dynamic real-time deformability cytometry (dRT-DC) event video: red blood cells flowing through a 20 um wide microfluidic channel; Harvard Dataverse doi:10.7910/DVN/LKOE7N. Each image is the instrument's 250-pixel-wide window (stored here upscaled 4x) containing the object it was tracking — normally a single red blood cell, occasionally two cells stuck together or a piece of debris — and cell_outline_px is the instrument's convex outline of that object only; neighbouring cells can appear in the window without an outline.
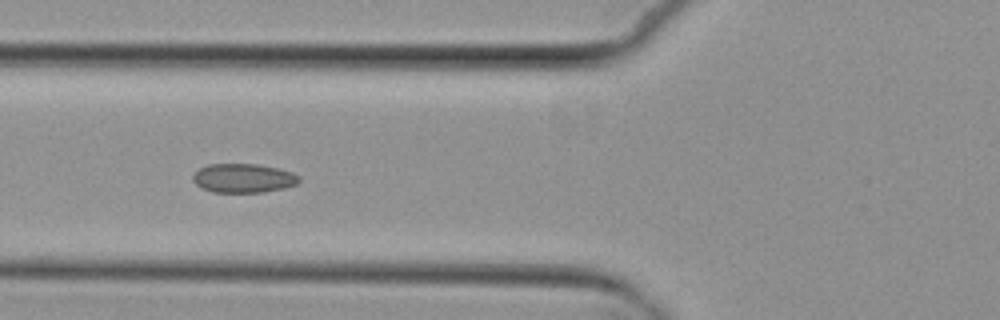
{"species": "common noctule bat (a hibernating species)", "species_latin": "Nyctalus noctula", "temperature_condition": "cold", "stored_images_in_passage": 10, "camera_frame_rate_fps": 3000, "um_per_image_px": 0.085, "animal": {"sex": "female", "body_mass_g": 29.2, "forearm_length_mm": 56.3}, "frame": {"image": 1, "passage_image": 5, "time_ms": 4.667, "image_size_px": [1000, 320], "cell_outline_px": [[300, 180], [296, 184], [284, 188], [264, 192], [212, 192], [200, 188], [192, 180], [192, 176], [200, 168], [208, 164], [256, 164], [280, 168], [292, 172], [300, 176]], "centroid_in_image_um": [20.69, 15.14], "position_along_channel_um": 105.1, "area_um2": 18.09}}
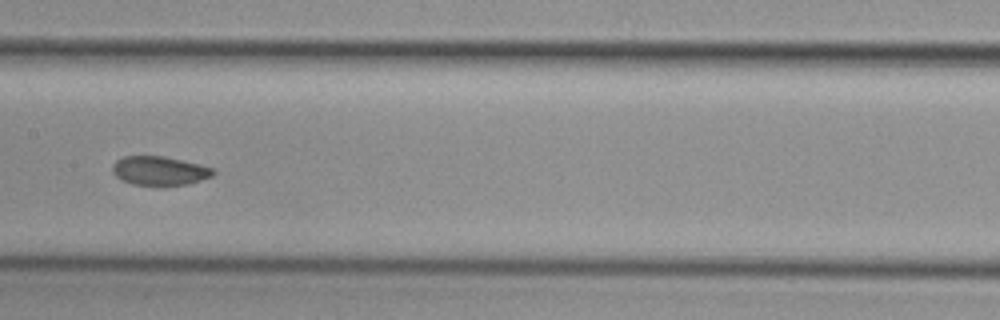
{"frame": {"image": 2, "passage_image": 7, "time_ms": 7.0, "image_size_px": [1000, 320], "cell_outline_px": [[216, 172], [212, 176], [188, 184], [156, 188], [132, 184], [116, 176], [112, 172], [112, 164], [116, 160], [124, 156], [164, 156], [200, 164], [216, 168]], "centroid_in_image_um": [13.58, 14.54], "position_along_channel_um": 193.8, "area_um2": 17.63}}
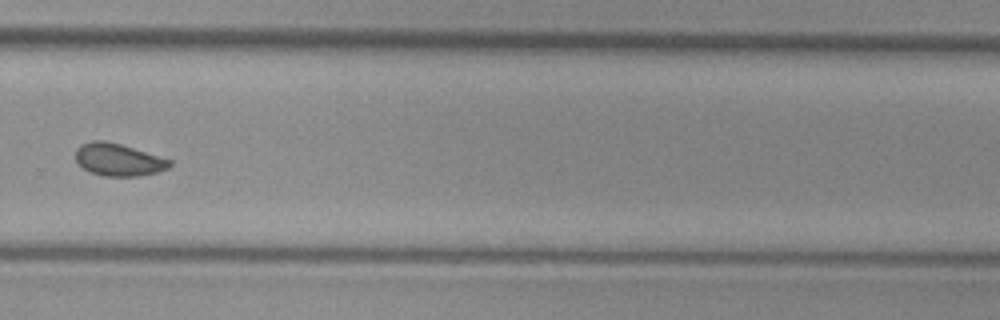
{"frame": {"image": 3, "passage_image": 10, "time_ms": 10.333, "image_size_px": [1000, 320], "cell_outline_px": [[172, 164], [168, 168], [156, 172], [140, 176], [104, 176], [88, 172], [76, 164], [76, 148], [80, 144], [92, 140], [104, 140], [120, 144], [172, 160]], "centroid_in_image_um": [10.01, 13.58], "position_along_channel_um": 319.8, "area_um2": 17.92}}